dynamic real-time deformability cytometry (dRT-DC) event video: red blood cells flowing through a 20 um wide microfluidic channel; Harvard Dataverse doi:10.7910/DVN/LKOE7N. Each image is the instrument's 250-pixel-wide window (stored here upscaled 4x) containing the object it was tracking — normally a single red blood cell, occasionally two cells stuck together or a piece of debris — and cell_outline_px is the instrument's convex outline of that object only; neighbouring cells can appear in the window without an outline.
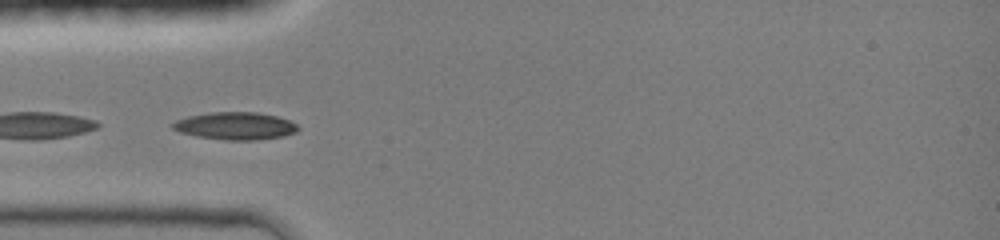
{"species": "common noctule bat (a hibernating species)", "species_latin": "Nyctalus noctula", "temperature_condition": "room temperature", "stored_images_in_passage": 24, "camera_frame_rate_fps": 3000, "um_per_image_px": 0.085, "animal": {"sex": "female", "body_mass_g": 19.0, "forearm_length_mm": 51.5}, "frame": {"image": 1, "passage_image": 1, "time_ms": 0.0, "image_size_px": [1000, 240], "cell_outline_px": [[300, 128], [296, 132], [284, 136], [256, 140], [224, 140], [196, 136], [180, 132], [172, 128], [168, 124], [176, 120], [188, 116], [208, 112], [256, 112], [276, 116], [288, 120], [296, 124]], "centroid_in_image_um": [19.97, 10.7], "position_along_channel_um": 65.0, "area_um2": 20.23}}
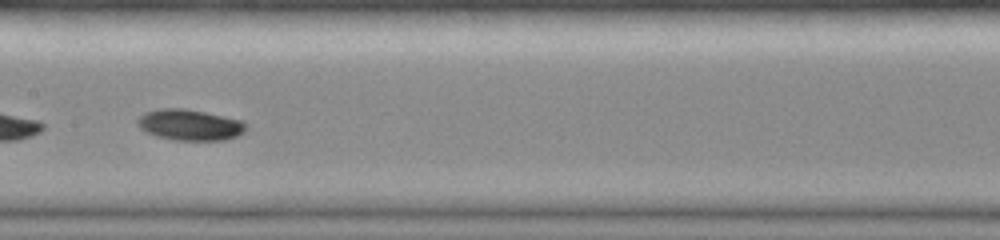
{"frame": {"image": 2, "passage_image": 10, "time_ms": 3.0, "image_size_px": [1000, 240], "cell_outline_px": [[248, 128], [244, 132], [236, 136], [224, 140], [172, 140], [156, 136], [140, 128], [136, 124], [136, 120], [144, 112], [160, 108], [184, 108], [244, 120], [248, 124]], "centroid_in_image_um": [16.15, 10.61], "position_along_channel_um": 191.2, "area_um2": 19.83}}
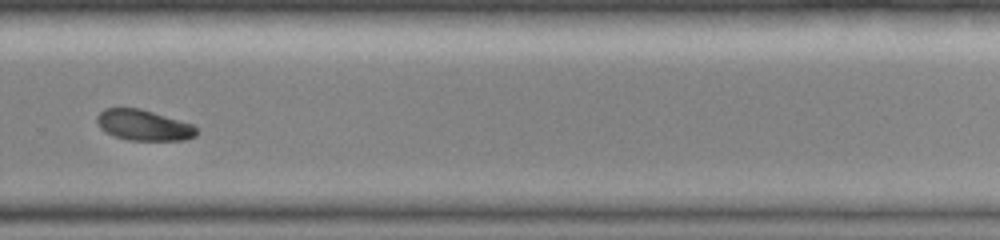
{"frame": {"image": 3, "passage_image": 19, "time_ms": 6.0, "image_size_px": [1000, 240], "cell_outline_px": [[200, 132], [196, 136], [184, 140], [128, 140], [116, 136], [100, 128], [96, 120], [96, 116], [104, 108], [140, 108], [192, 124]], "centroid_in_image_um": [12.22, 10.64], "position_along_channel_um": 317.6, "area_um2": 17.74}}